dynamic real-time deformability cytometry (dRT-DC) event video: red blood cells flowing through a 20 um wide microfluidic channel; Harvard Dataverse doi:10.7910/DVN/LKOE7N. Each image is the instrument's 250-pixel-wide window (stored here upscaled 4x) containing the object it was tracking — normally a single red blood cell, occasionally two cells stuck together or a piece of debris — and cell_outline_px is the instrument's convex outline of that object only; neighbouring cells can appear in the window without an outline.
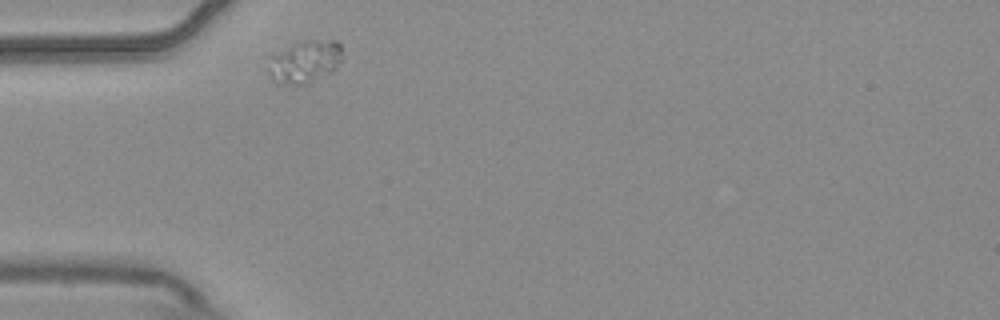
{"species": "common noctule bat (a hibernating species)", "species_latin": "Nyctalus noctula", "temperature_condition": "warm", "stored_images_in_passage": 5, "camera_frame_rate_fps": 3000, "um_per_image_px": 0.085, "animal": {"sex": "male", "body_mass_g": 20.4}, "frame": {"image": 1, "passage_image": 5, "time_ms": 1.333, "image_size_px": [1000, 320], "cell_outline_px": [[340, 60], [328, 72], [300, 84], [276, 84], [268, 68], [268, 56], [272, 52], [292, 44], [304, 40], [336, 40], [340, 44]], "centroid_in_image_um": [25.79, 5.18], "position_along_channel_um": 59.2, "area_um2": 17.86}}